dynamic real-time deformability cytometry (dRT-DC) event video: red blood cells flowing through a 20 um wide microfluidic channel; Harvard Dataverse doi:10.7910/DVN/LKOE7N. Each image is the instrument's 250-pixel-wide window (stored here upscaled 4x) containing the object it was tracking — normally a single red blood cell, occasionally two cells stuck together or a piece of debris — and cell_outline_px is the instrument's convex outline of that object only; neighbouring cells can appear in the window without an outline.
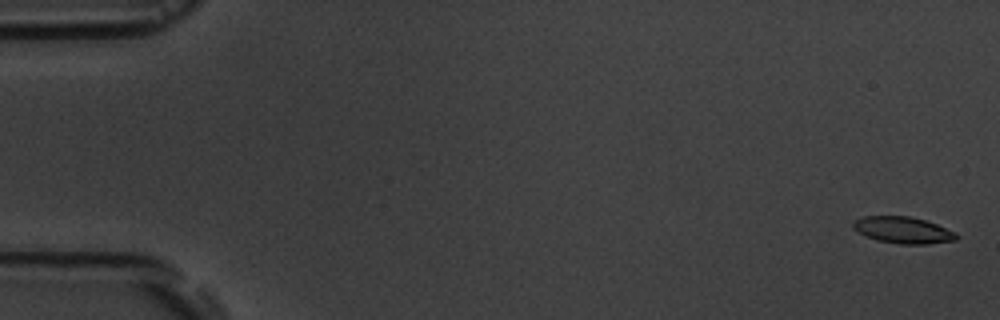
{"species": "common noctule bat (a hibernating species)", "species_latin": "Nyctalus noctula", "temperature_condition": "room temperature", "stored_images_in_passage": 6, "camera_frame_rate_fps": 3000, "um_per_image_px": 0.085, "animal": {"sex": "male", "body_mass_g": 19.5, "forearm_length_mm": 54.6}, "frame": {"image": 1, "passage_image": 1, "time_ms": 0.0, "image_size_px": [1000, 320], "cell_outline_px": [[960, 236], [956, 240], [928, 244], [900, 244], [876, 240], [852, 228], [852, 224], [856, 220], [864, 216], [908, 216], [924, 220], [936, 224], [956, 232]], "centroid_in_image_um": [76.79, 19.56], "position_along_channel_um": 8.2, "area_um2": 15.9}}